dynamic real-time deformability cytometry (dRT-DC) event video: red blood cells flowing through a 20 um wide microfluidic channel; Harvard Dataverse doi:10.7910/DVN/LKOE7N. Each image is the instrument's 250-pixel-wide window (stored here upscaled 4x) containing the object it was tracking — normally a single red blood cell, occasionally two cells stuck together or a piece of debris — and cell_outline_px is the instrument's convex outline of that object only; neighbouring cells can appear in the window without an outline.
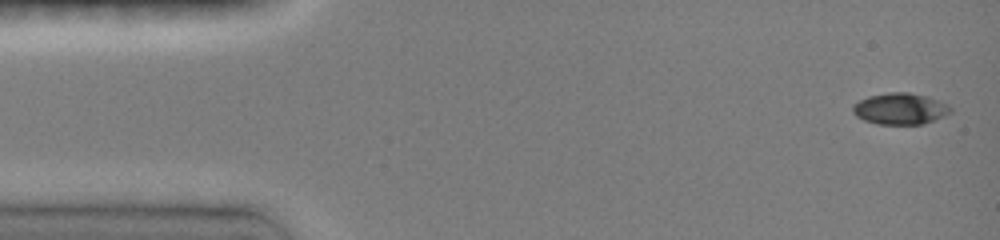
{"species": "common noctule bat (a hibernating species)", "species_latin": "Nyctalus noctula", "temperature_condition": "room temperature", "stored_images_in_passage": 9, "camera_frame_rate_fps": 3000, "um_per_image_px": 0.085, "animal": {"sex": "female", "body_mass_g": 19.0, "forearm_length_mm": 51.5}, "frame": {"image": 1, "passage_image": 1, "time_ms": 0.0, "image_size_px": [1000, 240], "cell_outline_px": [[952, 112], [944, 116], [920, 124], [876, 124], [864, 120], [856, 116], [852, 112], [852, 104], [868, 96], [888, 92], [908, 92], [928, 96], [948, 104], [952, 108]], "centroid_in_image_um": [76.5, 9.23], "position_along_channel_um": 8.5, "area_um2": 17.98}}
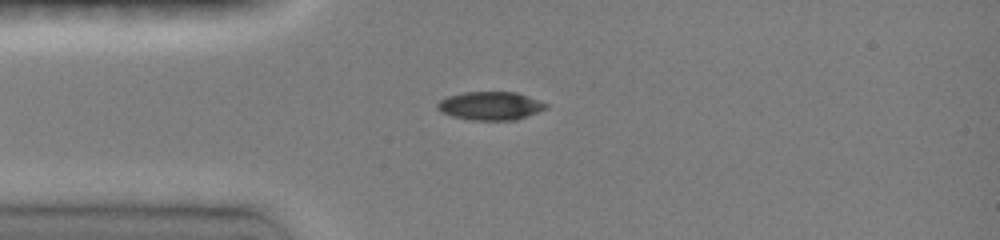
{"frame": {"image": 2, "passage_image": 7, "time_ms": 3.333, "image_size_px": [1000, 240], "cell_outline_px": [[548, 108], [516, 120], [472, 120], [452, 116], [436, 108], [436, 104], [440, 100], [448, 96], [464, 92], [516, 92], [528, 96], [548, 104]], "centroid_in_image_um": [41.69, 8.99], "position_along_channel_um": 43.3, "area_um2": 17.86}}